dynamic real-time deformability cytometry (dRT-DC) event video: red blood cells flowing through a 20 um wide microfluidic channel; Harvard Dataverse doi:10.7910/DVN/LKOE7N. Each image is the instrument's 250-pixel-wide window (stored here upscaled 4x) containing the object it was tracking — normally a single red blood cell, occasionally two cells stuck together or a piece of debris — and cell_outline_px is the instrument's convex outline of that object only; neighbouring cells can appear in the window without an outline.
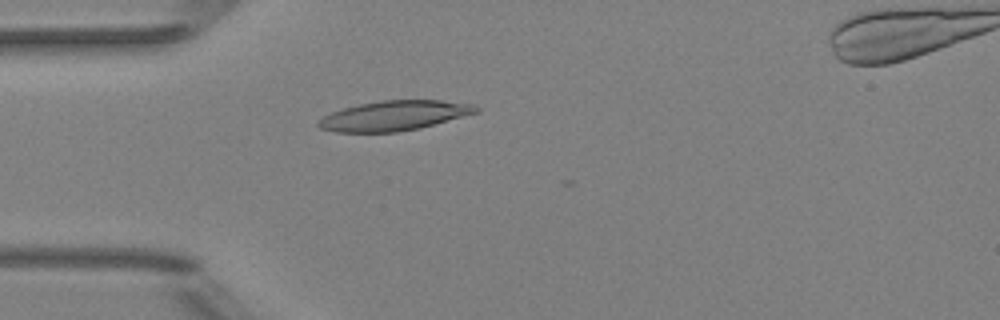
{"species": "Egyptian fruit bat (a non-hibernating species)", "species_latin": "Rousettus aegyptiacus", "temperature_condition": "room temperature", "stored_images_in_passage": 40, "camera_frame_rate_fps": 3000, "um_per_image_px": 0.085, "animal": {"sex": "female"}, "frame": {"image": 1, "passage_image": 4, "time_ms": 1.0, "image_size_px": [1000, 320], "cell_outline_px": [[480, 112], [420, 128], [396, 132], [336, 132], [320, 128], [316, 124], [324, 116], [332, 112], [344, 108], [360, 104], [384, 100], [440, 100], [476, 104], [480, 108]], "centroid_in_image_um": [33.57, 9.83], "position_along_channel_um": 51.4, "area_um2": 27.4}}
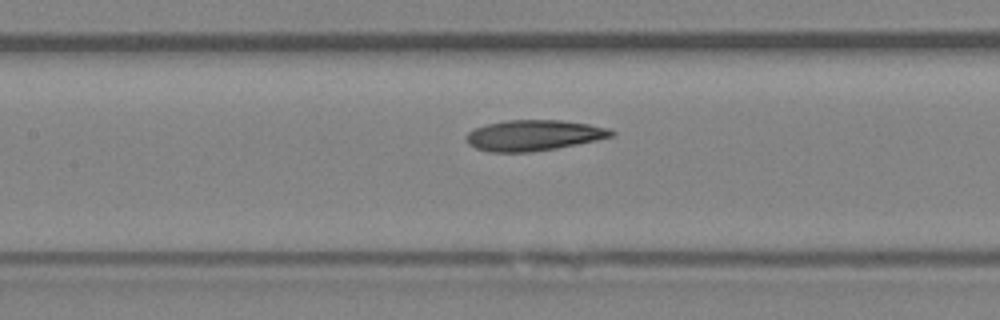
{"frame": {"image": 2, "passage_image": 13, "time_ms": 4.0, "image_size_px": [1000, 320], "cell_outline_px": [[616, 132], [612, 136], [596, 140], [556, 148], [532, 152], [492, 152], [476, 148], [468, 144], [464, 136], [468, 132], [476, 128], [488, 124], [508, 120], [560, 120], [588, 124], [608, 128]], "centroid_in_image_um": [45.34, 11.5], "position_along_channel_um": 162.1, "area_um2": 25.78}}
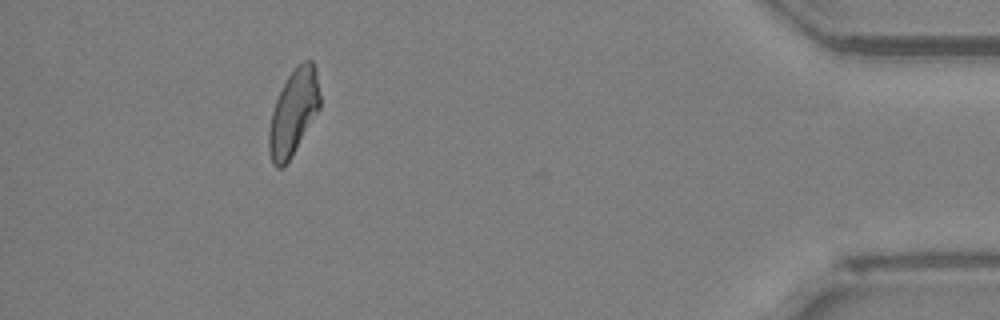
{"frame": {"image": 3, "passage_image": 36, "time_ms": 11.667, "image_size_px": [1000, 320], "cell_outline_px": [[320, 108], [292, 156], [280, 168], [276, 168], [272, 164], [268, 152], [268, 132], [272, 112], [276, 100], [288, 76], [304, 60], [312, 60], [316, 68], [320, 96]], "centroid_in_image_um": [24.94, 9.58], "position_along_channel_um": 410.3, "area_um2": 25.2}, "authors_computed_cell_mechanics": {"area_um2": 25.5765, "velocity_mm_per_s": 4.0121, "shape_relaxation_time_tau1_ms": 5.9932, "shape_relaxation_time_tau2_ms": null, "deformation_change_tau1": 0.1723, "deformation_change_tau2": null}}